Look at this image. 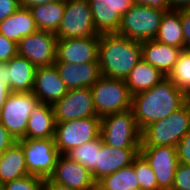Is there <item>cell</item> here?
<instances>
[{"label":"cell","instance_id":"obj_17","mask_svg":"<svg viewBox=\"0 0 190 190\" xmlns=\"http://www.w3.org/2000/svg\"><path fill=\"white\" fill-rule=\"evenodd\" d=\"M67 91L68 89L54 64L36 68L32 93L39 102L53 106L65 96Z\"/></svg>","mask_w":190,"mask_h":190},{"label":"cell","instance_id":"obj_43","mask_svg":"<svg viewBox=\"0 0 190 190\" xmlns=\"http://www.w3.org/2000/svg\"><path fill=\"white\" fill-rule=\"evenodd\" d=\"M55 1H58V0H19L20 7L27 8V9L32 8L33 6H36V5L47 4V3H51Z\"/></svg>","mask_w":190,"mask_h":190},{"label":"cell","instance_id":"obj_5","mask_svg":"<svg viewBox=\"0 0 190 190\" xmlns=\"http://www.w3.org/2000/svg\"><path fill=\"white\" fill-rule=\"evenodd\" d=\"M97 116L123 112L131 109L132 94L125 80L101 76L91 87Z\"/></svg>","mask_w":190,"mask_h":190},{"label":"cell","instance_id":"obj_34","mask_svg":"<svg viewBox=\"0 0 190 190\" xmlns=\"http://www.w3.org/2000/svg\"><path fill=\"white\" fill-rule=\"evenodd\" d=\"M18 54V44L0 34V62H8Z\"/></svg>","mask_w":190,"mask_h":190},{"label":"cell","instance_id":"obj_45","mask_svg":"<svg viewBox=\"0 0 190 190\" xmlns=\"http://www.w3.org/2000/svg\"><path fill=\"white\" fill-rule=\"evenodd\" d=\"M88 190H103L99 184L95 183L91 188H89Z\"/></svg>","mask_w":190,"mask_h":190},{"label":"cell","instance_id":"obj_2","mask_svg":"<svg viewBox=\"0 0 190 190\" xmlns=\"http://www.w3.org/2000/svg\"><path fill=\"white\" fill-rule=\"evenodd\" d=\"M141 58V42L117 33L100 34L98 62L102 76L126 80Z\"/></svg>","mask_w":190,"mask_h":190},{"label":"cell","instance_id":"obj_39","mask_svg":"<svg viewBox=\"0 0 190 190\" xmlns=\"http://www.w3.org/2000/svg\"><path fill=\"white\" fill-rule=\"evenodd\" d=\"M136 4L147 5L165 11L170 10L169 0H135Z\"/></svg>","mask_w":190,"mask_h":190},{"label":"cell","instance_id":"obj_1","mask_svg":"<svg viewBox=\"0 0 190 190\" xmlns=\"http://www.w3.org/2000/svg\"><path fill=\"white\" fill-rule=\"evenodd\" d=\"M190 98L165 77L147 91L132 95L131 109L142 131L149 124L164 119L183 107Z\"/></svg>","mask_w":190,"mask_h":190},{"label":"cell","instance_id":"obj_9","mask_svg":"<svg viewBox=\"0 0 190 190\" xmlns=\"http://www.w3.org/2000/svg\"><path fill=\"white\" fill-rule=\"evenodd\" d=\"M38 98L32 92H11L0 113V122L16 139L25 138L27 122Z\"/></svg>","mask_w":190,"mask_h":190},{"label":"cell","instance_id":"obj_41","mask_svg":"<svg viewBox=\"0 0 190 190\" xmlns=\"http://www.w3.org/2000/svg\"><path fill=\"white\" fill-rule=\"evenodd\" d=\"M10 93V89L5 86V80L0 78V113Z\"/></svg>","mask_w":190,"mask_h":190},{"label":"cell","instance_id":"obj_7","mask_svg":"<svg viewBox=\"0 0 190 190\" xmlns=\"http://www.w3.org/2000/svg\"><path fill=\"white\" fill-rule=\"evenodd\" d=\"M101 133V118L87 117L56 123L54 141L60 154L98 138Z\"/></svg>","mask_w":190,"mask_h":190},{"label":"cell","instance_id":"obj_10","mask_svg":"<svg viewBox=\"0 0 190 190\" xmlns=\"http://www.w3.org/2000/svg\"><path fill=\"white\" fill-rule=\"evenodd\" d=\"M55 35L57 39L100 35L94 27L88 0H66L64 15Z\"/></svg>","mask_w":190,"mask_h":190},{"label":"cell","instance_id":"obj_13","mask_svg":"<svg viewBox=\"0 0 190 190\" xmlns=\"http://www.w3.org/2000/svg\"><path fill=\"white\" fill-rule=\"evenodd\" d=\"M55 122L98 117L93 104L91 88L68 90L63 98L53 105Z\"/></svg>","mask_w":190,"mask_h":190},{"label":"cell","instance_id":"obj_23","mask_svg":"<svg viewBox=\"0 0 190 190\" xmlns=\"http://www.w3.org/2000/svg\"><path fill=\"white\" fill-rule=\"evenodd\" d=\"M27 175L24 152L16 141L0 156V186Z\"/></svg>","mask_w":190,"mask_h":190},{"label":"cell","instance_id":"obj_21","mask_svg":"<svg viewBox=\"0 0 190 190\" xmlns=\"http://www.w3.org/2000/svg\"><path fill=\"white\" fill-rule=\"evenodd\" d=\"M55 125L53 106L44 102H38L30 113L25 138H54Z\"/></svg>","mask_w":190,"mask_h":190},{"label":"cell","instance_id":"obj_15","mask_svg":"<svg viewBox=\"0 0 190 190\" xmlns=\"http://www.w3.org/2000/svg\"><path fill=\"white\" fill-rule=\"evenodd\" d=\"M100 35L57 39L55 62L83 64L98 62Z\"/></svg>","mask_w":190,"mask_h":190},{"label":"cell","instance_id":"obj_3","mask_svg":"<svg viewBox=\"0 0 190 190\" xmlns=\"http://www.w3.org/2000/svg\"><path fill=\"white\" fill-rule=\"evenodd\" d=\"M190 129V100L164 119L146 126L141 131V146L177 147Z\"/></svg>","mask_w":190,"mask_h":190},{"label":"cell","instance_id":"obj_8","mask_svg":"<svg viewBox=\"0 0 190 190\" xmlns=\"http://www.w3.org/2000/svg\"><path fill=\"white\" fill-rule=\"evenodd\" d=\"M17 142L22 146L29 175L49 178L60 156L54 138H22Z\"/></svg>","mask_w":190,"mask_h":190},{"label":"cell","instance_id":"obj_11","mask_svg":"<svg viewBox=\"0 0 190 190\" xmlns=\"http://www.w3.org/2000/svg\"><path fill=\"white\" fill-rule=\"evenodd\" d=\"M139 153L146 159L157 178L158 190L172 187L179 164L177 147L140 146Z\"/></svg>","mask_w":190,"mask_h":190},{"label":"cell","instance_id":"obj_32","mask_svg":"<svg viewBox=\"0 0 190 190\" xmlns=\"http://www.w3.org/2000/svg\"><path fill=\"white\" fill-rule=\"evenodd\" d=\"M44 179L27 175L19 179L7 182L2 186L3 190H43Z\"/></svg>","mask_w":190,"mask_h":190},{"label":"cell","instance_id":"obj_14","mask_svg":"<svg viewBox=\"0 0 190 190\" xmlns=\"http://www.w3.org/2000/svg\"><path fill=\"white\" fill-rule=\"evenodd\" d=\"M94 27L99 34L117 33L122 16L135 4V0H88Z\"/></svg>","mask_w":190,"mask_h":190},{"label":"cell","instance_id":"obj_25","mask_svg":"<svg viewBox=\"0 0 190 190\" xmlns=\"http://www.w3.org/2000/svg\"><path fill=\"white\" fill-rule=\"evenodd\" d=\"M165 76L142 58L131 70L125 82L132 95L147 91L157 85Z\"/></svg>","mask_w":190,"mask_h":190},{"label":"cell","instance_id":"obj_42","mask_svg":"<svg viewBox=\"0 0 190 190\" xmlns=\"http://www.w3.org/2000/svg\"><path fill=\"white\" fill-rule=\"evenodd\" d=\"M170 10L190 9V0H169Z\"/></svg>","mask_w":190,"mask_h":190},{"label":"cell","instance_id":"obj_28","mask_svg":"<svg viewBox=\"0 0 190 190\" xmlns=\"http://www.w3.org/2000/svg\"><path fill=\"white\" fill-rule=\"evenodd\" d=\"M101 149V135L89 142L71 149L65 155L86 167L97 183V151Z\"/></svg>","mask_w":190,"mask_h":190},{"label":"cell","instance_id":"obj_24","mask_svg":"<svg viewBox=\"0 0 190 190\" xmlns=\"http://www.w3.org/2000/svg\"><path fill=\"white\" fill-rule=\"evenodd\" d=\"M11 92H32L36 68L27 58L18 54L8 61Z\"/></svg>","mask_w":190,"mask_h":190},{"label":"cell","instance_id":"obj_38","mask_svg":"<svg viewBox=\"0 0 190 190\" xmlns=\"http://www.w3.org/2000/svg\"><path fill=\"white\" fill-rule=\"evenodd\" d=\"M17 140L0 122V156Z\"/></svg>","mask_w":190,"mask_h":190},{"label":"cell","instance_id":"obj_18","mask_svg":"<svg viewBox=\"0 0 190 190\" xmlns=\"http://www.w3.org/2000/svg\"><path fill=\"white\" fill-rule=\"evenodd\" d=\"M54 65L68 90L91 88L102 76L99 62L83 64L55 62Z\"/></svg>","mask_w":190,"mask_h":190},{"label":"cell","instance_id":"obj_37","mask_svg":"<svg viewBox=\"0 0 190 190\" xmlns=\"http://www.w3.org/2000/svg\"><path fill=\"white\" fill-rule=\"evenodd\" d=\"M20 8L19 0H0V22Z\"/></svg>","mask_w":190,"mask_h":190},{"label":"cell","instance_id":"obj_6","mask_svg":"<svg viewBox=\"0 0 190 190\" xmlns=\"http://www.w3.org/2000/svg\"><path fill=\"white\" fill-rule=\"evenodd\" d=\"M165 12V10L135 3L122 16L117 34L138 42L155 39Z\"/></svg>","mask_w":190,"mask_h":190},{"label":"cell","instance_id":"obj_12","mask_svg":"<svg viewBox=\"0 0 190 190\" xmlns=\"http://www.w3.org/2000/svg\"><path fill=\"white\" fill-rule=\"evenodd\" d=\"M55 33L40 31L23 37L18 43V55L27 58L35 67L53 65L56 60Z\"/></svg>","mask_w":190,"mask_h":190},{"label":"cell","instance_id":"obj_27","mask_svg":"<svg viewBox=\"0 0 190 190\" xmlns=\"http://www.w3.org/2000/svg\"><path fill=\"white\" fill-rule=\"evenodd\" d=\"M155 40L184 49L180 10H169L164 13Z\"/></svg>","mask_w":190,"mask_h":190},{"label":"cell","instance_id":"obj_16","mask_svg":"<svg viewBox=\"0 0 190 190\" xmlns=\"http://www.w3.org/2000/svg\"><path fill=\"white\" fill-rule=\"evenodd\" d=\"M49 178L73 190H88L96 183L86 167L65 154H60L53 174Z\"/></svg>","mask_w":190,"mask_h":190},{"label":"cell","instance_id":"obj_36","mask_svg":"<svg viewBox=\"0 0 190 190\" xmlns=\"http://www.w3.org/2000/svg\"><path fill=\"white\" fill-rule=\"evenodd\" d=\"M180 20L184 37V49L190 51V9L180 10Z\"/></svg>","mask_w":190,"mask_h":190},{"label":"cell","instance_id":"obj_22","mask_svg":"<svg viewBox=\"0 0 190 190\" xmlns=\"http://www.w3.org/2000/svg\"><path fill=\"white\" fill-rule=\"evenodd\" d=\"M38 31L29 9L20 7L12 15L0 22V34L19 43L20 40Z\"/></svg>","mask_w":190,"mask_h":190},{"label":"cell","instance_id":"obj_35","mask_svg":"<svg viewBox=\"0 0 190 190\" xmlns=\"http://www.w3.org/2000/svg\"><path fill=\"white\" fill-rule=\"evenodd\" d=\"M179 163L190 165V129L177 145Z\"/></svg>","mask_w":190,"mask_h":190},{"label":"cell","instance_id":"obj_40","mask_svg":"<svg viewBox=\"0 0 190 190\" xmlns=\"http://www.w3.org/2000/svg\"><path fill=\"white\" fill-rule=\"evenodd\" d=\"M43 190H73L65 185L56 183L50 178H45L43 183Z\"/></svg>","mask_w":190,"mask_h":190},{"label":"cell","instance_id":"obj_46","mask_svg":"<svg viewBox=\"0 0 190 190\" xmlns=\"http://www.w3.org/2000/svg\"><path fill=\"white\" fill-rule=\"evenodd\" d=\"M164 190H178V189H175L173 187H170V188H167V189H164Z\"/></svg>","mask_w":190,"mask_h":190},{"label":"cell","instance_id":"obj_4","mask_svg":"<svg viewBox=\"0 0 190 190\" xmlns=\"http://www.w3.org/2000/svg\"><path fill=\"white\" fill-rule=\"evenodd\" d=\"M103 143L120 149H140L141 130L132 109L103 116L101 133Z\"/></svg>","mask_w":190,"mask_h":190},{"label":"cell","instance_id":"obj_20","mask_svg":"<svg viewBox=\"0 0 190 190\" xmlns=\"http://www.w3.org/2000/svg\"><path fill=\"white\" fill-rule=\"evenodd\" d=\"M140 149H120L103 143L97 151V182L104 176L110 175L121 168L132 164Z\"/></svg>","mask_w":190,"mask_h":190},{"label":"cell","instance_id":"obj_31","mask_svg":"<svg viewBox=\"0 0 190 190\" xmlns=\"http://www.w3.org/2000/svg\"><path fill=\"white\" fill-rule=\"evenodd\" d=\"M134 173L141 190H158L155 173L140 153L134 158Z\"/></svg>","mask_w":190,"mask_h":190},{"label":"cell","instance_id":"obj_29","mask_svg":"<svg viewBox=\"0 0 190 190\" xmlns=\"http://www.w3.org/2000/svg\"><path fill=\"white\" fill-rule=\"evenodd\" d=\"M97 184L103 190H130L139 188V182L134 173V159L131 165L104 176Z\"/></svg>","mask_w":190,"mask_h":190},{"label":"cell","instance_id":"obj_44","mask_svg":"<svg viewBox=\"0 0 190 190\" xmlns=\"http://www.w3.org/2000/svg\"><path fill=\"white\" fill-rule=\"evenodd\" d=\"M9 72L10 69L8 62H0V78L5 80V86H7L10 89Z\"/></svg>","mask_w":190,"mask_h":190},{"label":"cell","instance_id":"obj_33","mask_svg":"<svg viewBox=\"0 0 190 190\" xmlns=\"http://www.w3.org/2000/svg\"><path fill=\"white\" fill-rule=\"evenodd\" d=\"M172 187L178 190H190V165L178 164Z\"/></svg>","mask_w":190,"mask_h":190},{"label":"cell","instance_id":"obj_26","mask_svg":"<svg viewBox=\"0 0 190 190\" xmlns=\"http://www.w3.org/2000/svg\"><path fill=\"white\" fill-rule=\"evenodd\" d=\"M66 0L36 5L29 8L38 30L56 33L61 24Z\"/></svg>","mask_w":190,"mask_h":190},{"label":"cell","instance_id":"obj_30","mask_svg":"<svg viewBox=\"0 0 190 190\" xmlns=\"http://www.w3.org/2000/svg\"><path fill=\"white\" fill-rule=\"evenodd\" d=\"M190 98V51L183 49L172 71L167 76Z\"/></svg>","mask_w":190,"mask_h":190},{"label":"cell","instance_id":"obj_19","mask_svg":"<svg viewBox=\"0 0 190 190\" xmlns=\"http://www.w3.org/2000/svg\"><path fill=\"white\" fill-rule=\"evenodd\" d=\"M181 52L182 49L155 39L141 42L142 59L157 68L165 77L172 71Z\"/></svg>","mask_w":190,"mask_h":190}]
</instances>
